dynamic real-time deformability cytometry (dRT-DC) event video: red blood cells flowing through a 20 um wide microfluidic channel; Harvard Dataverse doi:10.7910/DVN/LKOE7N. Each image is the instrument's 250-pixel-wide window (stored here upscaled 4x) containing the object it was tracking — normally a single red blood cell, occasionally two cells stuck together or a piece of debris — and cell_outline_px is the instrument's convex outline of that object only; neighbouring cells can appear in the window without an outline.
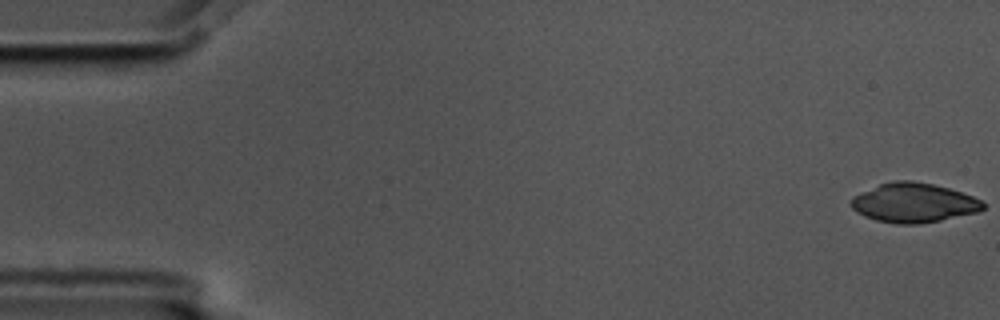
{"species": "common noctule bat (a hibernating species)", "species_latin": "Nyctalus noctula", "temperature_condition": "cold", "stored_images_in_passage": 56, "camera_frame_rate_fps": 3000, "um_per_image_px": 0.085, "animal": {"sex": "male", "body_mass_g": 17.5, "forearm_length_mm": 52.3}, "frame": {"image": 1, "passage_image": 1, "time_ms": 0.0, "image_size_px": [1000, 320], "cell_outline_px": [[984, 208], [976, 212], [940, 220], [916, 224], [896, 224], [876, 220], [864, 216], [856, 212], [848, 204], [852, 196], [880, 184], [892, 180], [912, 180], [932, 184], [948, 188], [972, 196], [980, 200], [984, 204]], "centroid_in_image_um": [77.6, 17.23], "position_along_channel_um": 7.4, "area_um2": 30.17}}
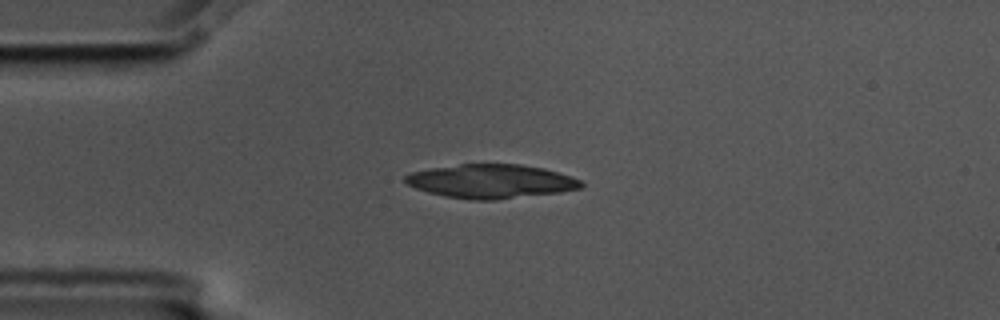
{"frame": {"image": 2, "passage_image": 14, "time_ms": 4.333, "image_size_px": [1000, 320], "cell_outline_px": [[584, 184], [580, 188], [560, 192], [496, 200], [472, 200], [444, 196], [428, 192], [416, 188], [408, 184], [404, 180], [404, 176], [412, 172], [432, 168], [460, 164], [520, 164], [544, 168], [572, 176], [580, 180]], "centroid_in_image_um": [41.75, 15.41], "position_along_channel_um": 43.2, "area_um2": 34.68}}